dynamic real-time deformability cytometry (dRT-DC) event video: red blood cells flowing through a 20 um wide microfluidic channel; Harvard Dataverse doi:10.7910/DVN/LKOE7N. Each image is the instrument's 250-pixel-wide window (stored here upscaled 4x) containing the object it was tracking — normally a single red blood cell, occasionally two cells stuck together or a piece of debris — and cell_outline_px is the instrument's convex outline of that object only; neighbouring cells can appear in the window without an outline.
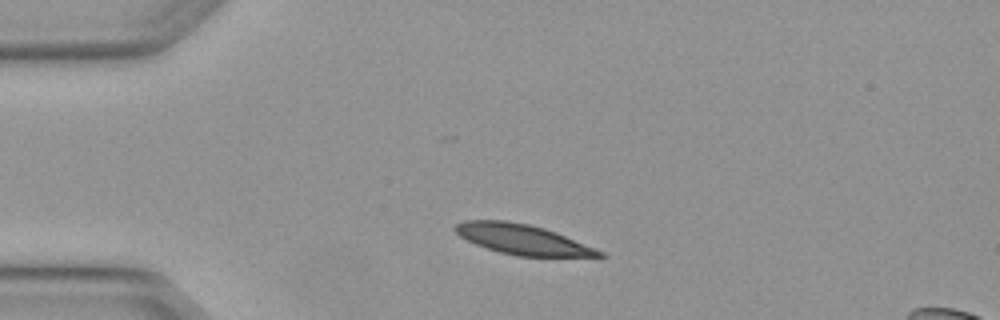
{"species": "Egyptian fruit bat (a non-hibernating species)", "species_latin": "Rousettus aegyptiacus", "temperature_condition": "warm", "stored_images_in_passage": 4, "camera_frame_rate_fps": 3000, "um_per_image_px": 0.085, "animal": {"sex": "female"}, "frame": {"image": 1, "passage_image": 1, "time_ms": 0.0, "image_size_px": [1000, 320], "cell_outline_px": [[608, 256], [516, 256], [500, 252], [476, 244], [460, 236], [452, 228], [456, 224], [464, 220], [504, 220], [528, 224], [544, 228], [556, 232], [604, 252]], "centroid_in_image_um": [44.38, 20.34], "position_along_channel_um": 40.6, "area_um2": 24.91}}
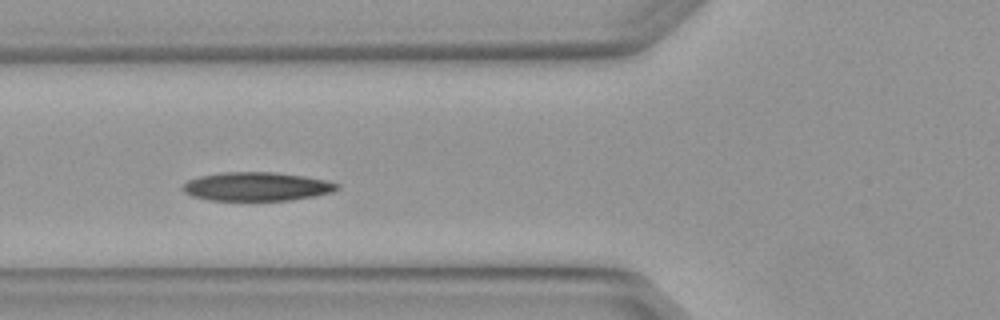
{"frame": {"image": 2, "passage_image": 3, "time_ms": 0.667, "image_size_px": [1000, 320], "cell_outline_px": [[340, 188], [332, 192], [316, 196], [292, 200], [208, 200], [192, 196], [184, 192], [180, 188], [188, 180], [200, 176], [224, 172], [276, 172], [304, 176], [324, 180], [340, 184]], "centroid_in_image_um": [21.83, 15.86], "position_along_channel_um": 104.0, "area_um2": 25.89}}